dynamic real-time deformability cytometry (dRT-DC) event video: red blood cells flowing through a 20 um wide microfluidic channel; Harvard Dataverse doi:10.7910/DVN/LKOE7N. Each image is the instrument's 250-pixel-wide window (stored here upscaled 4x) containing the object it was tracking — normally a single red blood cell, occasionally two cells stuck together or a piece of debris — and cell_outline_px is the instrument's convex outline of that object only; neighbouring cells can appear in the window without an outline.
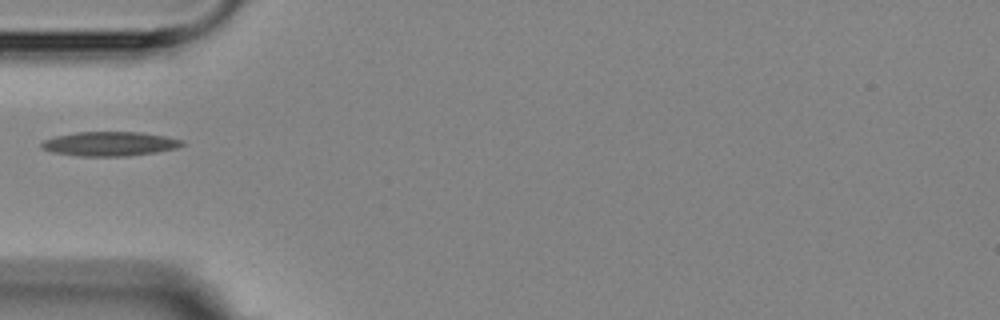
{"species": "Egyptian fruit bat (a non-hibernating species)", "species_latin": "Rousettus aegyptiacus", "temperature_condition": "room temperature", "stored_images_in_passage": 3, "camera_frame_rate_fps": 3000, "um_per_image_px": 0.085, "animal": {"sex": "female"}, "frame": {"image": 1, "passage_image": 1, "time_ms": 0.0, "image_size_px": [1000, 320], "cell_outline_px": [[184, 144], [176, 148], [156, 152], [124, 156], [80, 156], [52, 152], [40, 148], [40, 144], [44, 140], [56, 136], [76, 132], [140, 132], [164, 136], [184, 140]], "centroid_in_image_um": [9.3, 12.22], "position_along_channel_um": 75.7, "area_um2": 19.83}}
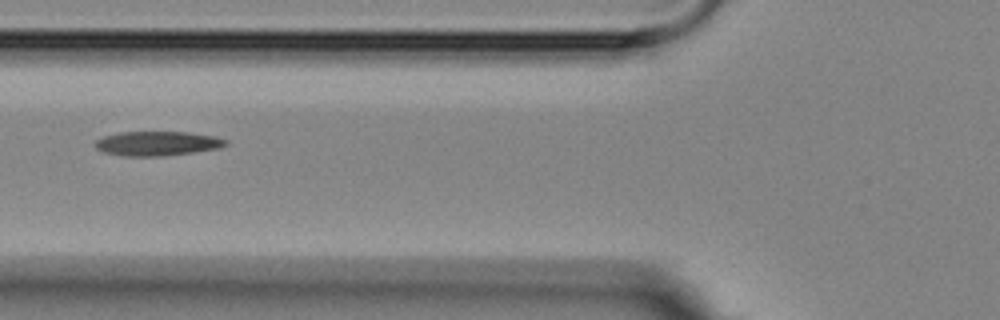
{"frame": {"image": 2, "passage_image": 2, "time_ms": 1.0, "image_size_px": [1000, 320], "cell_outline_px": [[228, 144], [220, 148], [164, 156], [124, 156], [104, 152], [96, 148], [96, 140], [104, 136], [120, 132], [188, 132], [216, 136], [228, 140]], "centroid_in_image_um": [13.41, 12.19], "position_along_channel_um": 112.4, "area_um2": 18.55}}
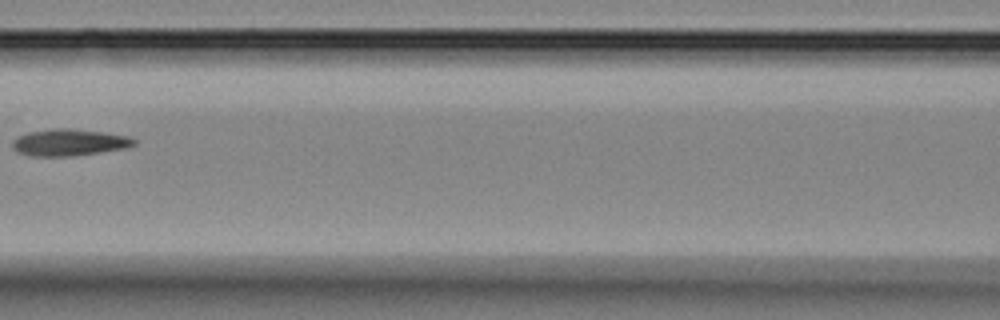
{"frame": {"image": 3, "passage_image": 3, "time_ms": 2.333, "image_size_px": [1000, 320], "cell_outline_px": [[136, 144], [128, 148], [72, 156], [32, 156], [16, 152], [12, 148], [12, 140], [28, 132], [52, 128], [68, 128], [104, 132], [128, 136], [136, 140]], "centroid_in_image_um": [5.88, 12.11], "position_along_channel_um": 160.7, "area_um2": 19.07}}